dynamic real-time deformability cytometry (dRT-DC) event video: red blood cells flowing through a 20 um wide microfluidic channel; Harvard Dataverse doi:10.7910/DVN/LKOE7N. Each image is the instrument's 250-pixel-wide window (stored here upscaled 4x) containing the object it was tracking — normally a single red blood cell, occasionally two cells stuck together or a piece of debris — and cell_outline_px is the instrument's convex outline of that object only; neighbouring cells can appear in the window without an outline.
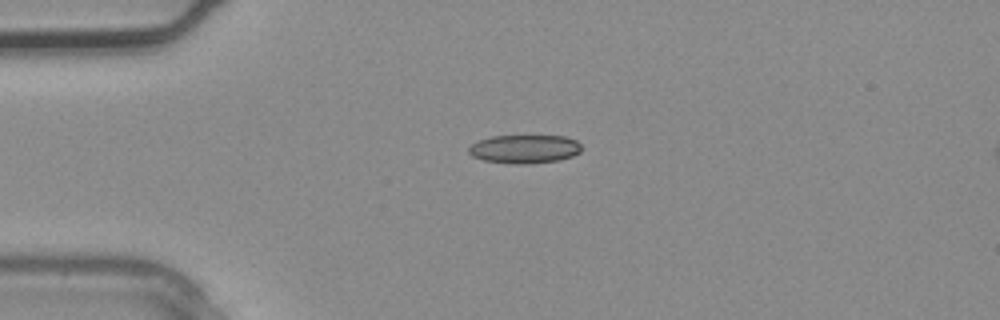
{"species": "common noctule bat (a hibernating species)", "species_latin": "Nyctalus noctula", "temperature_condition": "warm", "stored_images_in_passage": 4, "camera_frame_rate_fps": 3000, "um_per_image_px": 0.085, "animal": {"sex": "male", "body_mass_g": 20.4}, "frame": {"image": 1, "passage_image": 3, "time_ms": 0.667, "image_size_px": [1000, 320], "cell_outline_px": [[580, 152], [572, 156], [560, 160], [520, 164], [512, 164], [484, 160], [472, 156], [468, 152], [468, 148], [472, 144], [480, 140], [492, 136], [564, 136], [576, 140], [580, 144]], "centroid_in_image_um": [44.58, 12.66], "position_along_channel_um": 40.4, "area_um2": 18.61}}